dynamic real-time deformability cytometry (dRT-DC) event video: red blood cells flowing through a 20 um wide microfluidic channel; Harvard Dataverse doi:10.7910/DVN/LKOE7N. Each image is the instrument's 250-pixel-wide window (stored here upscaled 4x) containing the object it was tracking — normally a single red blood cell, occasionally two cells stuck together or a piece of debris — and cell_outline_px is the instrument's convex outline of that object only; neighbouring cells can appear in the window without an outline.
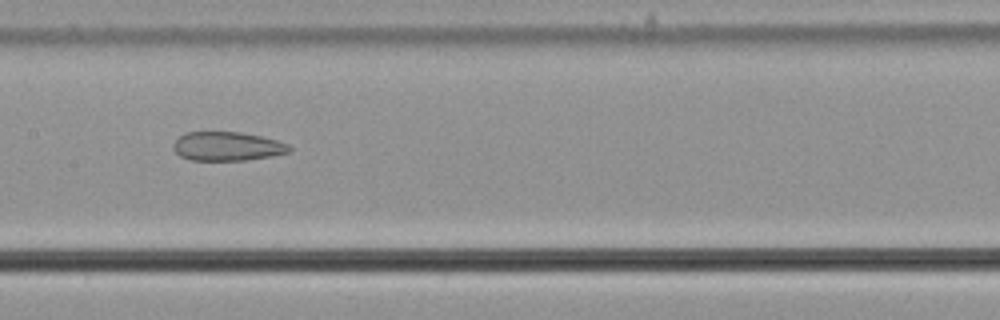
{"species": "common noctule bat (a hibernating species)", "species_latin": "Nyctalus noctula", "temperature_condition": "cold", "stored_images_in_passage": 31, "camera_frame_rate_fps": 3000, "um_per_image_px": 0.085, "animal": {"sex": "male", "body_mass_g": 21.5, "forearm_length_mm": 52.0}, "frame": {"image": 1, "passage_image": 10, "time_ms": 3.0, "image_size_px": [1000, 320], "cell_outline_px": [[292, 148], [288, 152], [272, 156], [244, 160], [192, 160], [180, 156], [172, 148], [172, 144], [184, 132], [240, 132], [260, 136], [276, 140], [288, 144]], "centroid_in_image_um": [19.29, 12.43], "position_along_channel_um": 188.1, "area_um2": 19.48}}